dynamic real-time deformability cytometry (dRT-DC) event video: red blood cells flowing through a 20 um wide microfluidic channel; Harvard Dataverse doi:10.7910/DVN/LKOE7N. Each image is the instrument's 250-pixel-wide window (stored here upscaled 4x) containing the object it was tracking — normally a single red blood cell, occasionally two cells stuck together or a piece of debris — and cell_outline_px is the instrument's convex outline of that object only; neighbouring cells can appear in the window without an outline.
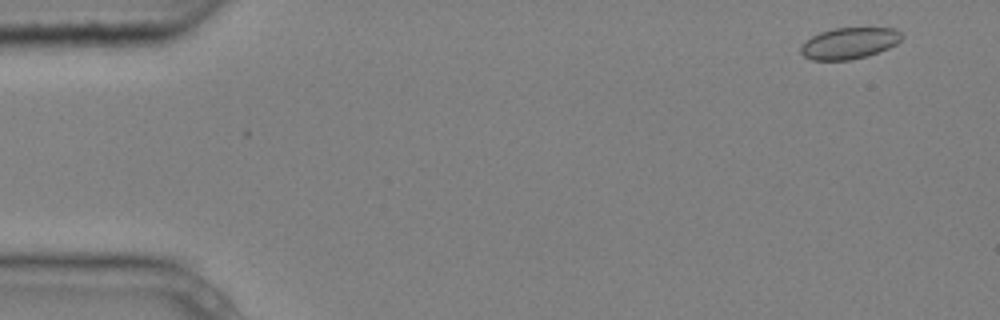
{"species": "common noctule bat (a hibernating species)", "species_latin": "Nyctalus noctula", "temperature_condition": "cold", "stored_images_in_passage": 5, "segment_of_instrument_passage": [2, 2], "camera_frame_rate_fps": 3000, "um_per_image_px": 0.085, "animal": {"sex": "male", "body_mass_g": 20.4}, "frame": {"image": 1, "passage_image": 5, "time_ms": 1.333, "image_size_px": [1000, 320], "cell_outline_px": [[904, 36], [896, 44], [888, 48], [868, 56], [848, 60], [812, 60], [804, 56], [800, 52], [800, 48], [812, 36], [820, 32], [832, 28], [896, 28]], "centroid_in_image_um": [72.21, 3.67], "position_along_channel_um": 12.8, "area_um2": 18.38}}